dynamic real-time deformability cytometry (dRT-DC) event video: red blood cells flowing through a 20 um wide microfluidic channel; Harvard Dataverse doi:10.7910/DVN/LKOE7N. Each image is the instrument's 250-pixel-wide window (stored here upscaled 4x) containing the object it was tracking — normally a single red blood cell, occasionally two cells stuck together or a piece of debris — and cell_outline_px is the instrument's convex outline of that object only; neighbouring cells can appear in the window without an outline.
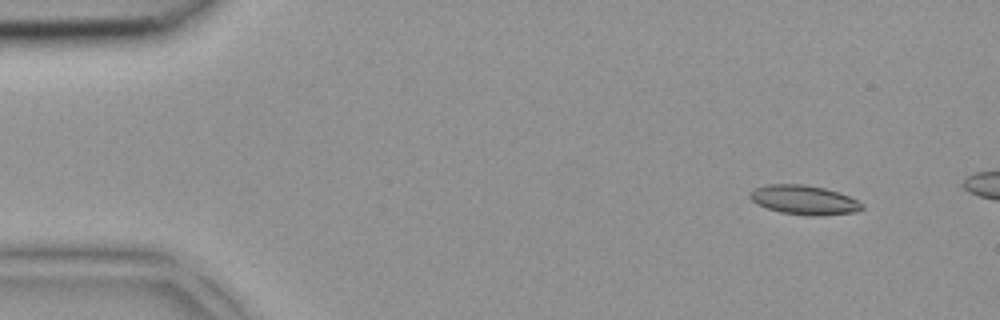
{"species": "common noctule bat (a hibernating species)", "species_latin": "Nyctalus noctula", "temperature_condition": "room temperature", "stored_images_in_passage": 3, "camera_frame_rate_fps": 3000, "um_per_image_px": 0.085, "animal": {"sex": "female", "body_mass_g": 18.4}, "frame": {"image": 1, "passage_image": 1, "time_ms": 0.0, "image_size_px": [1000, 320], "cell_outline_px": [[864, 208], [856, 212], [820, 216], [808, 216], [780, 212], [756, 204], [752, 200], [752, 192], [756, 188], [768, 184], [804, 184], [824, 188], [848, 196], [864, 204]], "centroid_in_image_um": [68.38, 17.01], "position_along_channel_um": 16.6, "area_um2": 18.96}}